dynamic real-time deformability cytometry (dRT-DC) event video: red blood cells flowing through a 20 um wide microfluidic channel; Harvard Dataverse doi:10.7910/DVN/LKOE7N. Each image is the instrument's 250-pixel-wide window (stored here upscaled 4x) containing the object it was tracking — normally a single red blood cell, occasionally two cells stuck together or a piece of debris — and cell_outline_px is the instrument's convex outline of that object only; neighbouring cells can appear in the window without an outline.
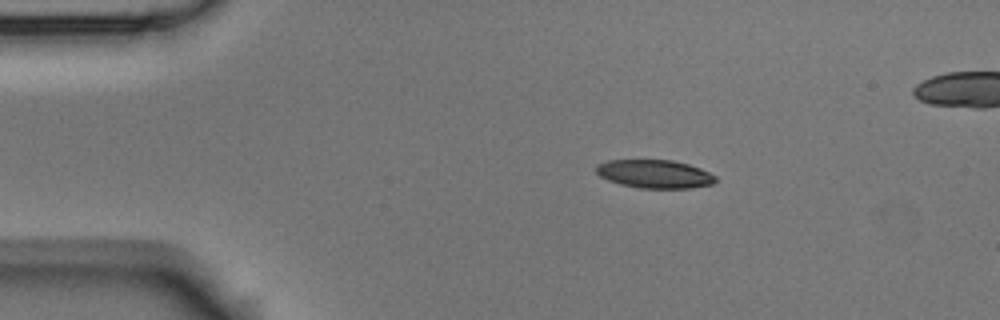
{"species": "Egyptian fruit bat (a non-hibernating species)", "species_latin": "Rousettus aegyptiacus", "temperature_condition": "room temperature", "stored_images_in_passage": 4, "camera_frame_rate_fps": 3000, "um_per_image_px": 0.085, "animal": {"sex": "male"}, "frame": {"image": 1, "passage_image": 2, "time_ms": 1.333, "image_size_px": [1000, 320], "cell_outline_px": [[716, 180], [712, 184], [692, 188], [640, 188], [620, 184], [608, 180], [600, 176], [596, 172], [596, 164], [608, 160], [672, 160], [688, 164], [700, 168], [716, 176]], "centroid_in_image_um": [55.63, 14.78], "position_along_channel_um": 29.4, "area_um2": 19.71}}